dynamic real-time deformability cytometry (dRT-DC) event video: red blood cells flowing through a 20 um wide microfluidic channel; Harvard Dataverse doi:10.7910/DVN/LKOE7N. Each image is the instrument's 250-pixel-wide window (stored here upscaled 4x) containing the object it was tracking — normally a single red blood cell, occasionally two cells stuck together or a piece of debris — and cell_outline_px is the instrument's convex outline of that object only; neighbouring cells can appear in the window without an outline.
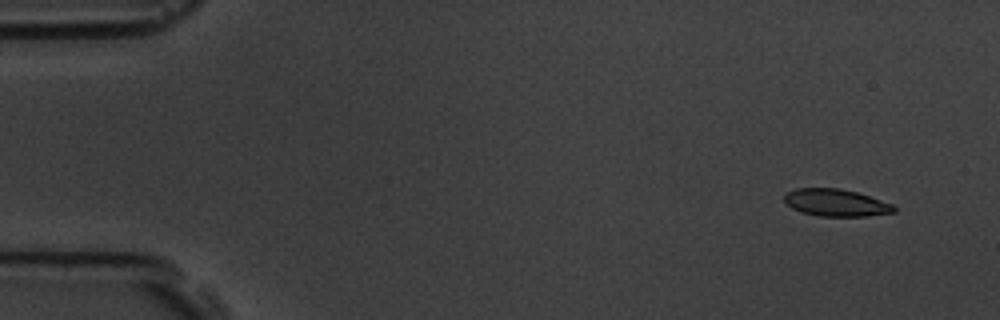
{"species": "common noctule bat (a hibernating species)", "species_latin": "Nyctalus noctula", "temperature_condition": "room temperature", "stored_images_in_passage": 7, "segment_of_instrument_passage": [2, 2], "camera_frame_rate_fps": 3000, "um_per_image_px": 0.085, "animal": {"sex": "male", "body_mass_g": 19.5, "forearm_length_mm": 54.6}, "frame": {"image": 1, "passage_image": 7, "time_ms": 7.0, "image_size_px": [1000, 320], "cell_outline_px": [[896, 212], [868, 216], [820, 216], [800, 212], [792, 208], [784, 200], [784, 196], [788, 192], [796, 188], [840, 188], [856, 192], [892, 204], [896, 208]], "centroid_in_image_um": [71.05, 17.23], "position_along_channel_um": 13.9, "area_um2": 17.28}}